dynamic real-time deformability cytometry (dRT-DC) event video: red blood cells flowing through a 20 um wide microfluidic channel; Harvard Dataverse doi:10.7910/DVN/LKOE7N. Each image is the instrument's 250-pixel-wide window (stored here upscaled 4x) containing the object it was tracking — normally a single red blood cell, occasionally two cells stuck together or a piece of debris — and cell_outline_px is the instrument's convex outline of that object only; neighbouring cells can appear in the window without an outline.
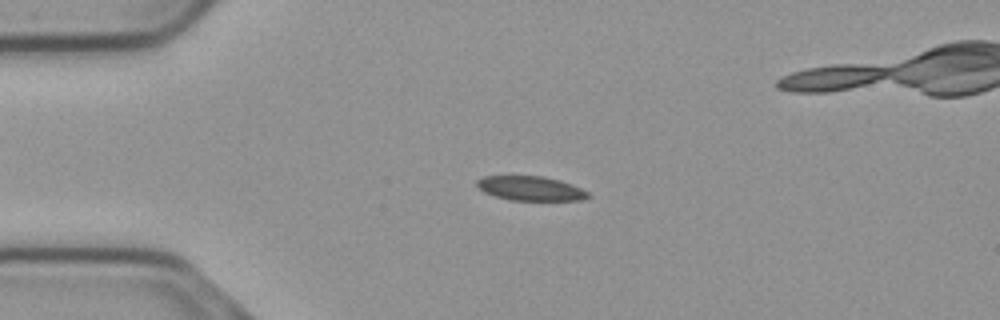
{"species": "common noctule bat (a hibernating species)", "species_latin": "Nyctalus noctula", "temperature_condition": "cold", "stored_images_in_passage": 47, "camera_frame_rate_fps": 3000, "um_per_image_px": 0.085, "animal": {"sex": "male", "body_mass_g": 23.1, "forearm_length_mm": 52.7}, "frame": {"image": 1, "passage_image": 4, "time_ms": 1.0, "image_size_px": [1000, 320], "cell_outline_px": [[592, 196], [580, 200], [508, 200], [484, 192], [476, 184], [476, 180], [484, 176], [544, 176], [560, 180], [572, 184], [588, 192]], "centroid_in_image_um": [45.11, 16.01], "position_along_channel_um": 39.9, "area_um2": 15.78}}
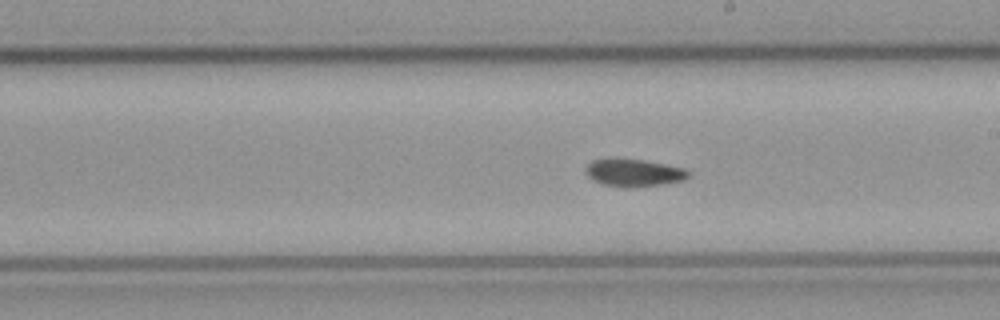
{"frame": {"image": 2, "passage_image": 22, "time_ms": 7.0, "image_size_px": [1000, 320], "cell_outline_px": [[688, 176], [684, 180], [660, 184], [632, 188], [624, 188], [604, 184], [592, 180], [584, 172], [584, 168], [592, 160], [644, 160], [684, 168], [688, 172]], "centroid_in_image_um": [53.84, 14.71], "position_along_channel_um": 235.2, "area_um2": 16.13}}
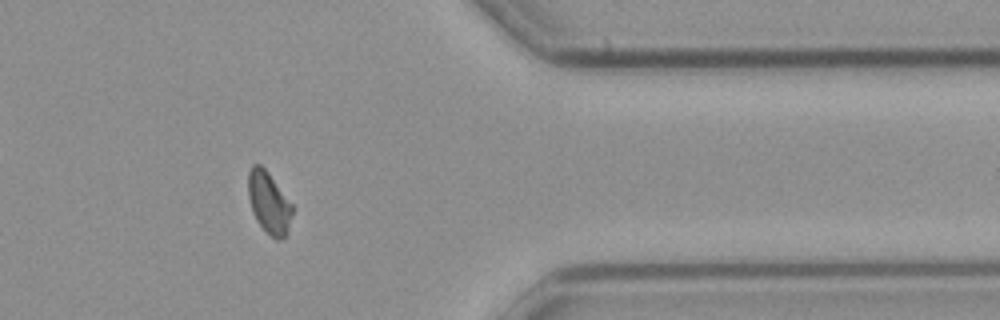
{"frame": {"image": 3, "passage_image": 36, "time_ms": 11.667, "image_size_px": [1000, 320], "cell_outline_px": [[292, 212], [288, 232], [280, 240], [276, 240], [256, 220], [252, 212], [248, 196], [248, 172], [252, 164], [260, 164], [268, 172], [292, 204]], "centroid_in_image_um": [22.84, 17.21], "position_along_channel_um": 388.6, "area_um2": 15.72}, "authors_computed_cell_mechanics": {"area_um2": 16.2996, "velocity_mm_per_s": 3.7109, "shape_relaxation_time_tau1_ms": 9.1608, "shape_relaxation_time_tau2_ms": 5.8448, "deformation_change_tau1": 0.1392, "deformation_change_tau2": 0.096}}